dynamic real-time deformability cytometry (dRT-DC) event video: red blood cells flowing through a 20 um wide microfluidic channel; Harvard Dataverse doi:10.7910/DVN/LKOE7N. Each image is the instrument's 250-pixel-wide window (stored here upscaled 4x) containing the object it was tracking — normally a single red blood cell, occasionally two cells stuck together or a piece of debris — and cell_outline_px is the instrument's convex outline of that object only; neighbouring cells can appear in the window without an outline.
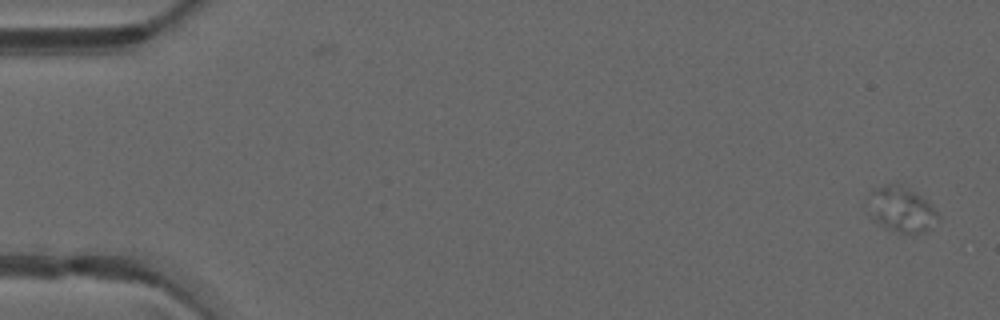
{"species": "common noctule bat (a hibernating species)", "species_latin": "Nyctalus noctula", "temperature_condition": "warm", "stored_images_in_passage": 9, "segment_of_instrument_passage": [1, 2], "camera_frame_rate_fps": 3000, "um_per_image_px": 0.085, "animal": {"sex": "male", "forearm_length_mm": 52.5}, "frame": {"image": 1, "passage_image": 1, "time_ms": 0.0, "image_size_px": [1000, 320], "cell_outline_px": [[940, 220], [924, 232], [912, 236], [884, 228], [872, 220], [872, 188], [888, 184], [900, 184], [916, 192], [928, 200], [940, 216]], "centroid_in_image_um": [76.7, 17.84], "position_along_channel_um": 8.3, "area_um2": 18.55}}